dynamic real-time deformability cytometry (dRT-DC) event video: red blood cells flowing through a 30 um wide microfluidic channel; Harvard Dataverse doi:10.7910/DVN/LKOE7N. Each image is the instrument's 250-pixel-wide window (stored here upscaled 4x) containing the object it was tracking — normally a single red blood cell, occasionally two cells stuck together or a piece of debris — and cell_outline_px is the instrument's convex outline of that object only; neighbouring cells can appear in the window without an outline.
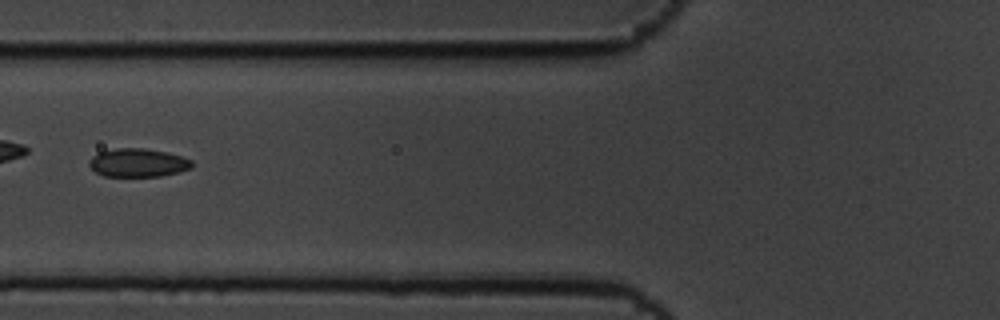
{"species": "common noctule bat (a hibernating species)", "species_latin": "Nyctalus noctula", "temperature_condition": "cold", "stored_images_in_passage": 7, "camera_frame_rate_fps": 3000, "um_per_image_px": 0.085, "animal": {"sex": "male", "body_mass_g": 19.5, "forearm_length_mm": 54.6}, "frame": {"image": 1, "passage_image": 3, "time_ms": 0.667, "image_size_px": [1000, 320], "cell_outline_px": [[192, 168], [180, 172], [160, 176], [104, 176], [96, 172], [88, 164], [88, 160], [92, 156], [100, 152], [116, 148], [144, 148], [168, 152], [192, 160]], "centroid_in_image_um": [11.73, 13.83], "position_along_channel_um": 114.1, "area_um2": 17.05}}
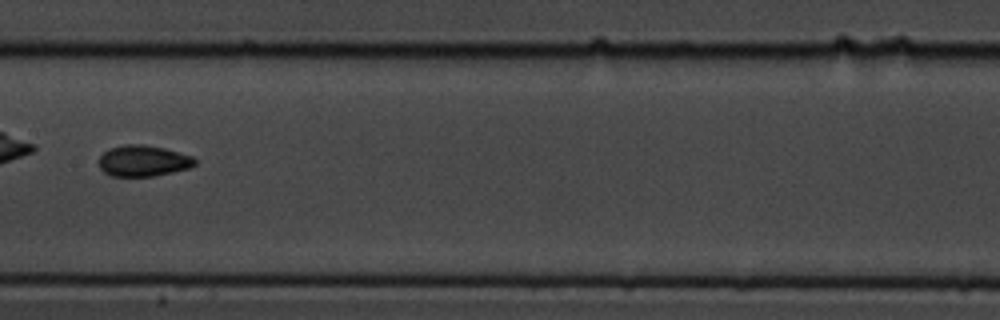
{"frame": {"image": 2, "passage_image": 5, "time_ms": 1.333, "image_size_px": [1000, 320], "cell_outline_px": [[196, 164], [188, 168], [172, 172], [152, 176], [112, 176], [104, 172], [100, 168], [100, 156], [108, 148], [124, 144], [144, 144], [164, 148], [192, 156], [196, 160]], "centroid_in_image_um": [12.16, 13.66], "position_along_channel_um": 195.2, "area_um2": 17.34}}
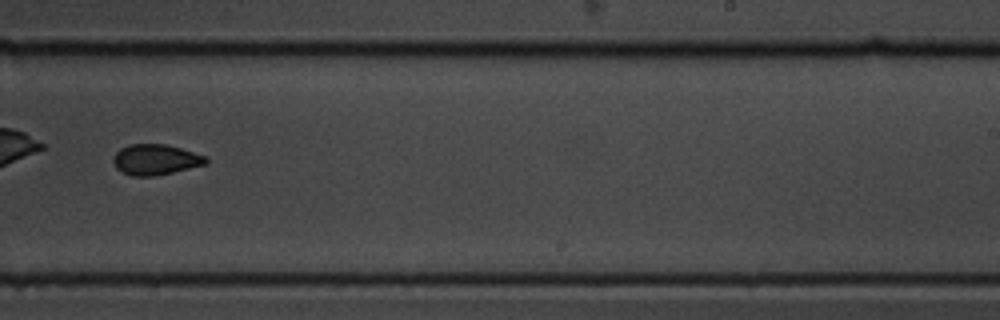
{"frame": {"image": 3, "passage_image": 7, "time_ms": 2.0, "image_size_px": [1000, 320], "cell_outline_px": [[208, 160], [204, 164], [172, 172], [152, 176], [132, 176], [120, 172], [116, 168], [112, 160], [116, 152], [120, 148], [128, 144], [168, 144], [208, 156]], "centroid_in_image_um": [13.19, 13.55], "position_along_channel_um": 275.8, "area_um2": 16.59}}